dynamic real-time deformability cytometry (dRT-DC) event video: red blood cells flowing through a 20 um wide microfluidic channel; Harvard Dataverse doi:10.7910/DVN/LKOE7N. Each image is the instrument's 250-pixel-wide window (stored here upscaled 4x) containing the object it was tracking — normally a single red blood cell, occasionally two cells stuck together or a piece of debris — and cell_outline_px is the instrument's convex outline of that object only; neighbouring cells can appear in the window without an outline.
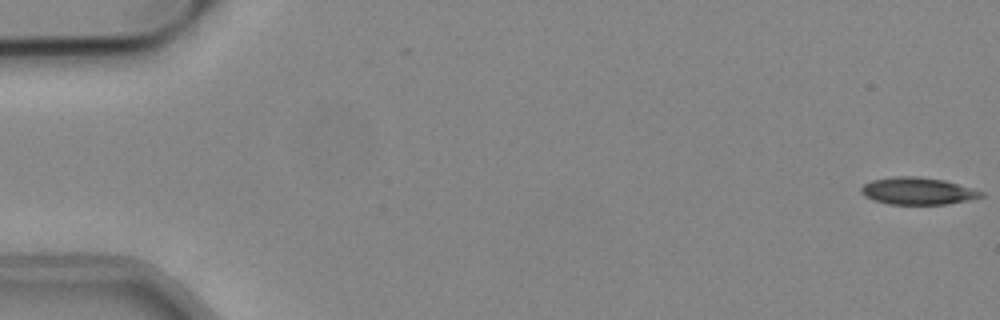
{"species": "common noctule bat (a hibernating species)", "species_latin": "Nyctalus noctula", "temperature_condition": "cold", "stored_images_in_passage": 54, "camera_frame_rate_fps": 3000, "um_per_image_px": 0.085, "animal": {"sex": "male", "body_mass_g": 19.2, "forearm_length_mm": 51.8}, "frame": {"image": 1, "passage_image": 1, "time_ms": 0.0, "image_size_px": [1000, 320], "cell_outline_px": [[984, 196], [968, 200], [948, 204], [888, 204], [872, 200], [864, 196], [860, 192], [860, 188], [864, 184], [872, 180], [892, 176], [916, 176], [944, 180], [984, 192]], "centroid_in_image_um": [77.96, 16.23], "position_along_channel_um": 7.0, "area_um2": 19.02}}
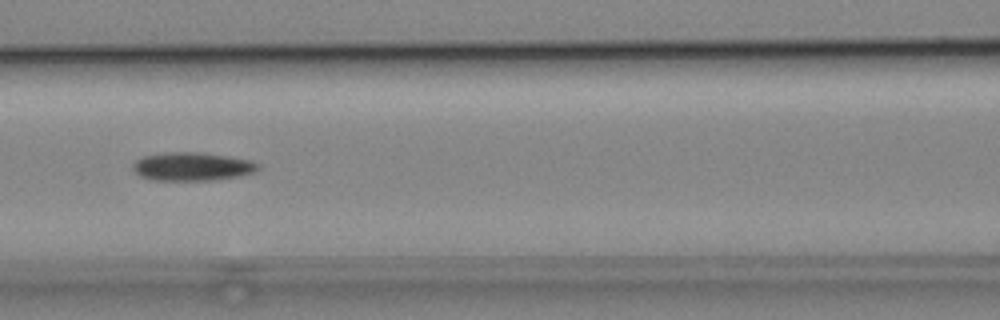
{"frame": {"image": 2, "passage_image": 24, "time_ms": 7.667, "image_size_px": [1000, 320], "cell_outline_px": [[260, 168], [256, 172], [240, 176], [216, 180], [156, 180], [140, 176], [132, 168], [132, 164], [136, 160], [144, 156], [164, 152], [200, 152], [228, 156], [252, 160], [260, 164]], "centroid_in_image_um": [16.38, 14.15], "position_along_channel_um": 150.2, "area_um2": 20.92}}
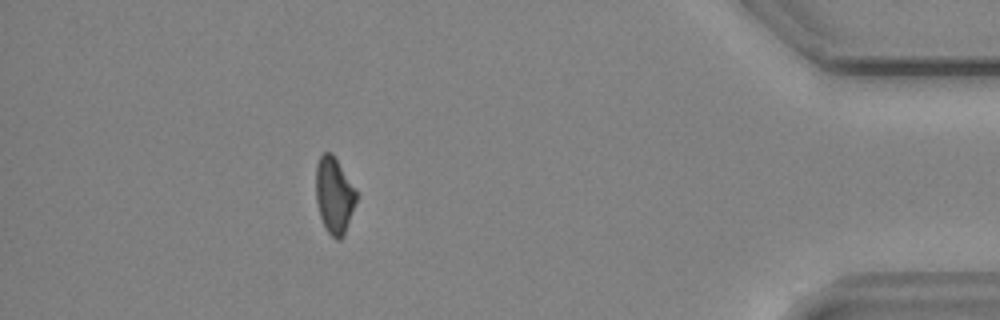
{"frame": {"image": 3, "passage_image": 48, "time_ms": 15.667, "image_size_px": [1000, 320], "cell_outline_px": [[356, 200], [344, 236], [340, 240], [336, 240], [324, 228], [320, 216], [316, 200], [316, 164], [320, 156], [324, 152], [332, 152], [356, 192]], "centroid_in_image_um": [28.38, 16.63], "position_along_channel_um": 406.8, "area_um2": 17.74}}